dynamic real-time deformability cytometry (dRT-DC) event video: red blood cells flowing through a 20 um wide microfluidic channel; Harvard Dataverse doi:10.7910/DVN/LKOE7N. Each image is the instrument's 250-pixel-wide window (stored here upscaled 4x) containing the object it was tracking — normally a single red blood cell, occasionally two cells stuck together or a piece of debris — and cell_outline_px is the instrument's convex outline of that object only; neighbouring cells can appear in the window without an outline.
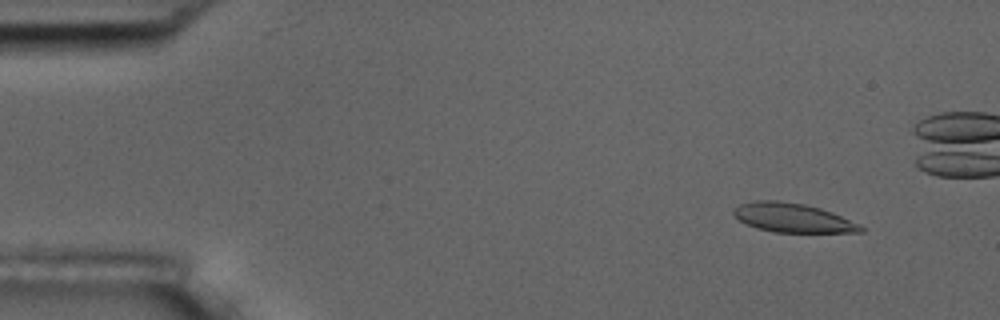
{"species": "common noctule bat (a hibernating species)", "species_latin": "Nyctalus noctula", "temperature_condition": "room temperature", "stored_images_in_passage": 6, "camera_frame_rate_fps": 3000, "um_per_image_px": 0.085, "animal": {"sex": "male", "body_mass_g": 17.5, "forearm_length_mm": 52.3}, "frame": {"image": 1, "passage_image": 2, "time_ms": 1.0, "image_size_px": [1000, 320], "cell_outline_px": [[864, 232], [776, 232], [756, 228], [740, 220], [732, 212], [740, 204], [756, 200], [776, 200], [804, 204], [820, 208], [832, 212], [860, 224], [864, 228]], "centroid_in_image_um": [67.41, 18.51], "position_along_channel_um": 17.6, "area_um2": 21.33}}